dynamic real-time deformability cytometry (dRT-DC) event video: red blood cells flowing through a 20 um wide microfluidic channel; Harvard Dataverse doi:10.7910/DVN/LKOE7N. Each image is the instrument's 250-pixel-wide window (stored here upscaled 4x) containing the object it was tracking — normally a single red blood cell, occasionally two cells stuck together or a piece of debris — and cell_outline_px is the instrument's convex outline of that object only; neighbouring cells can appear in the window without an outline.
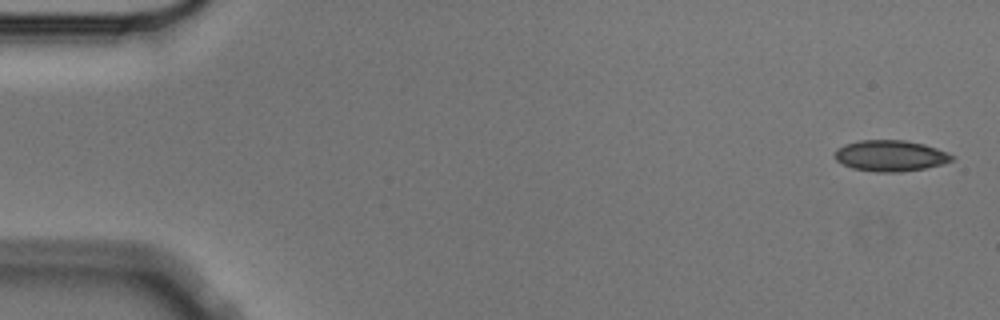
{"species": "Egyptian fruit bat (a non-hibernating species)", "species_latin": "Rousettus aegyptiacus", "temperature_condition": "cold", "stored_images_in_passage": 5, "camera_frame_rate_fps": 3000, "um_per_image_px": 0.085, "animal": {"sex": "male"}, "frame": {"image": 1, "passage_image": 1, "time_ms": 0.0, "image_size_px": [1000, 320], "cell_outline_px": [[956, 156], [952, 160], [944, 164], [924, 168], [900, 172], [876, 172], [852, 168], [836, 160], [832, 156], [836, 148], [844, 144], [860, 140], [904, 140], [924, 144], [948, 152]], "centroid_in_image_um": [75.67, 13.23], "position_along_channel_um": 9.3, "area_um2": 21.39}}
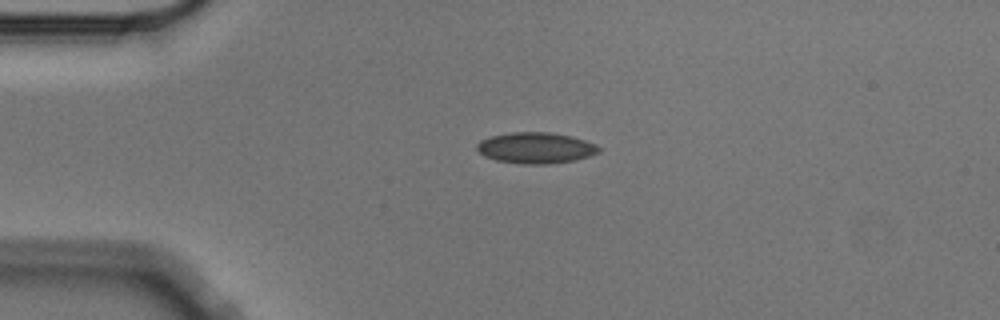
{"frame": {"image": 2, "passage_image": 4, "time_ms": 1.0, "image_size_px": [1000, 320], "cell_outline_px": [[600, 152], [576, 160], [548, 164], [524, 164], [496, 160], [484, 156], [476, 148], [476, 144], [480, 140], [488, 136], [508, 132], [548, 132], [572, 136], [596, 144], [600, 148]], "centroid_in_image_um": [45.52, 12.56], "position_along_channel_um": 39.5, "area_um2": 22.2}}